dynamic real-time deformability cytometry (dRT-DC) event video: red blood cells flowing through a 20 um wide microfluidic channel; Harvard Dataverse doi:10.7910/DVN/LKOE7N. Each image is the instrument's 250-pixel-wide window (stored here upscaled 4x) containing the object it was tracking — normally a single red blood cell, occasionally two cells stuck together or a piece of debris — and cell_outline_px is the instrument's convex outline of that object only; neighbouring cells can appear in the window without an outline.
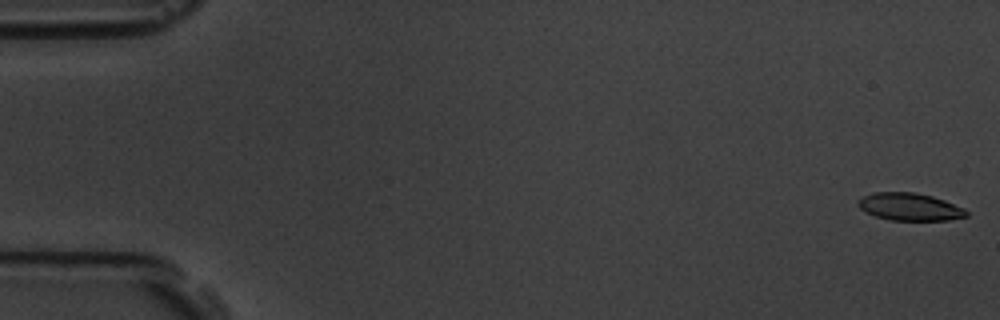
{"species": "common noctule bat (a hibernating species)", "species_latin": "Nyctalus noctula", "temperature_condition": "room temperature", "stored_images_in_passage": 58, "camera_frame_rate_fps": 3000, "um_per_image_px": 0.085, "animal": {"sex": "male", "body_mass_g": 19.5, "forearm_length_mm": 54.6}, "frame": {"image": 1, "passage_image": 1, "time_ms": 0.0, "image_size_px": [1000, 320], "cell_outline_px": [[968, 216], [948, 220], [892, 220], [876, 216], [860, 208], [856, 204], [864, 196], [872, 192], [916, 192], [932, 196], [944, 200], [964, 208], [968, 212]], "centroid_in_image_um": [77.35, 17.57], "position_along_channel_um": 7.6, "area_um2": 17.22}}
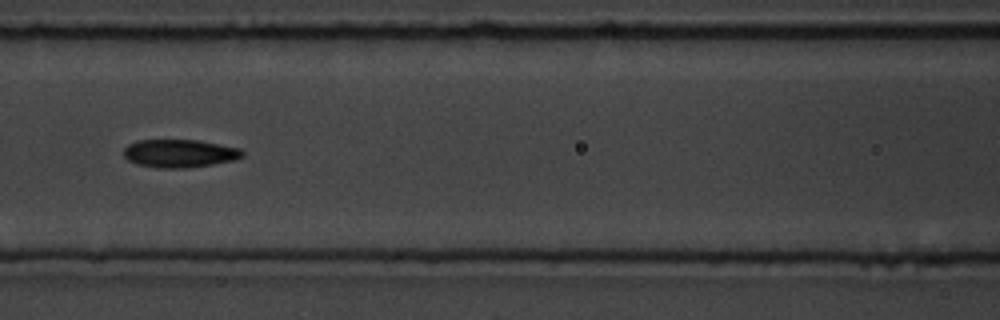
{"frame": {"image": 2, "passage_image": 26, "time_ms": 8.333, "image_size_px": [1000, 320], "cell_outline_px": [[244, 156], [232, 160], [212, 164], [188, 168], [156, 168], [136, 164], [128, 160], [124, 156], [124, 148], [128, 144], [136, 140], [200, 140], [240, 148], [244, 152]], "centroid_in_image_um": [15.24, 13.04], "position_along_channel_um": 151.4, "area_um2": 19.54}}
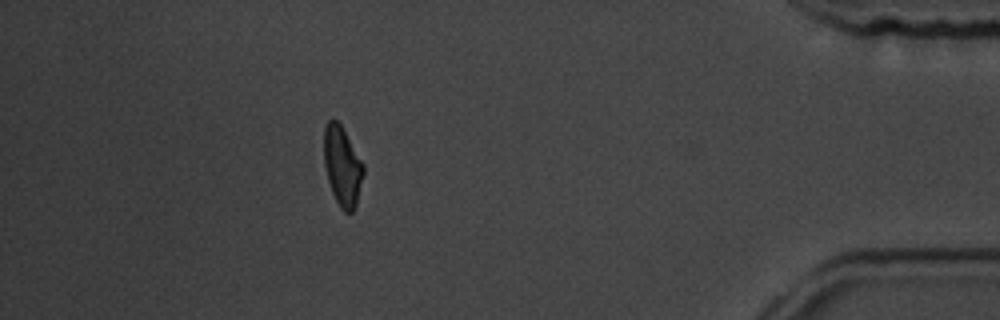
{"frame": {"image": 3, "passage_image": 52, "time_ms": 17.0, "image_size_px": [1000, 320], "cell_outline_px": [[364, 172], [356, 204], [352, 212], [344, 212], [340, 208], [332, 192], [328, 180], [324, 164], [324, 128], [328, 120], [336, 120], [340, 124], [364, 164]], "centroid_in_image_um": [29.09, 14.13], "position_along_channel_um": 406.1, "area_um2": 18.09}, "authors_computed_cell_mechanics": {"area_um2": 19.0162, "velocity_mm_per_s": 3.5166, "shape_relaxation_time_tau1_ms": 5.7795, "shape_relaxation_time_tau2_ms": 3.0759, "deformation_change_tau1": 0.1436, "deformation_change_tau2": 0.0976}}